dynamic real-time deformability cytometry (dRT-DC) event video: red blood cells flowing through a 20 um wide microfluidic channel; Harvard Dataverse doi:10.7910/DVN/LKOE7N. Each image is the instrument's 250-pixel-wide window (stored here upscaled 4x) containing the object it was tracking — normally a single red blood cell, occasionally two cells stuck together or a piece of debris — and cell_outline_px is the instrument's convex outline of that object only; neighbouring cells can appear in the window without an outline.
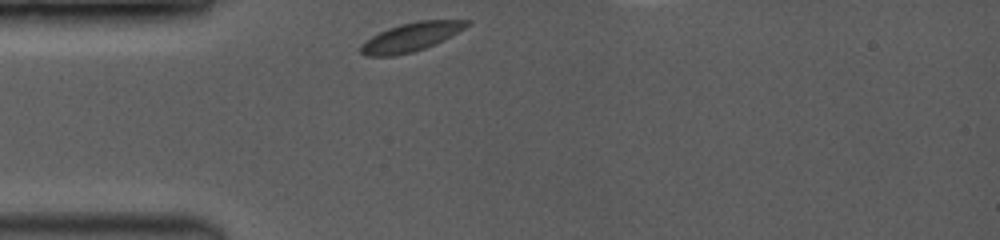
{"species": "common noctule bat (a hibernating species)", "species_latin": "Nyctalus noctula", "temperature_condition": "room temperature", "stored_images_in_passage": 35, "camera_frame_rate_fps": 3500, "um_per_image_px": 0.085, "animal": {"sex": "female", "body_mass_g": 19.0, "forearm_length_mm": 53.3}, "frame": {"image": 1, "passage_image": 1, "time_ms": 0.0, "image_size_px": [1000, 240], "cell_outline_px": [[472, 24], [444, 40], [424, 48], [412, 52], [392, 56], [368, 56], [360, 52], [360, 44], [364, 40], [388, 28], [400, 24], [420, 20], [472, 20]], "centroid_in_image_um": [34.95, 3.14], "position_along_channel_um": 50.1, "area_um2": 17.74}}
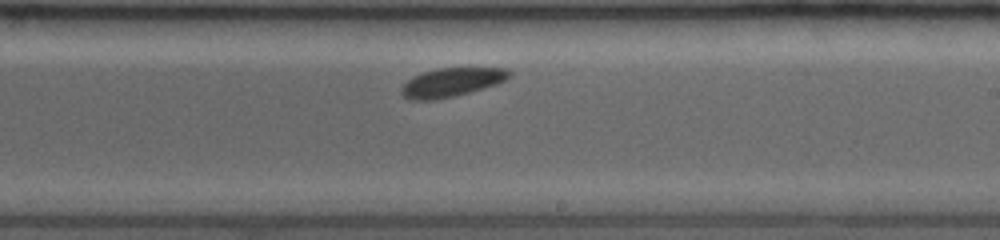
{"frame": {"image": 2, "passage_image": 20, "time_ms": 5.429, "image_size_px": [1000, 240], "cell_outline_px": [[512, 76], [496, 84], [484, 88], [456, 96], [432, 100], [408, 100], [400, 92], [400, 88], [412, 76], [436, 68], [508, 68], [512, 72]], "centroid_in_image_um": [38.38, 7.0], "position_along_channel_um": 250.6, "area_um2": 18.21}}
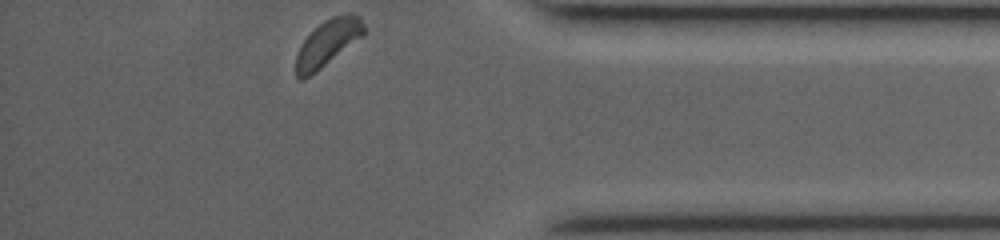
{"frame": {"image": 3, "passage_image": 35, "time_ms": 9.714, "image_size_px": [1000, 240], "cell_outline_px": [[368, 32], [364, 36], [316, 72], [300, 80], [296, 76], [296, 56], [304, 40], [324, 20], [332, 16], [360, 16]], "centroid_in_image_um": [27.89, 3.67], "position_along_channel_um": 407.3, "area_um2": 17.98}, "authors_computed_cell_mechanics": {"area_um2": 17.8024, "velocity_mm_per_s": 3.9069, "shape_relaxation_time_tau1_ms": 1.0134, "shape_relaxation_time_tau2_ms": null, "deformation_change_tau1": 0.0681, "deformation_change_tau2": null}}